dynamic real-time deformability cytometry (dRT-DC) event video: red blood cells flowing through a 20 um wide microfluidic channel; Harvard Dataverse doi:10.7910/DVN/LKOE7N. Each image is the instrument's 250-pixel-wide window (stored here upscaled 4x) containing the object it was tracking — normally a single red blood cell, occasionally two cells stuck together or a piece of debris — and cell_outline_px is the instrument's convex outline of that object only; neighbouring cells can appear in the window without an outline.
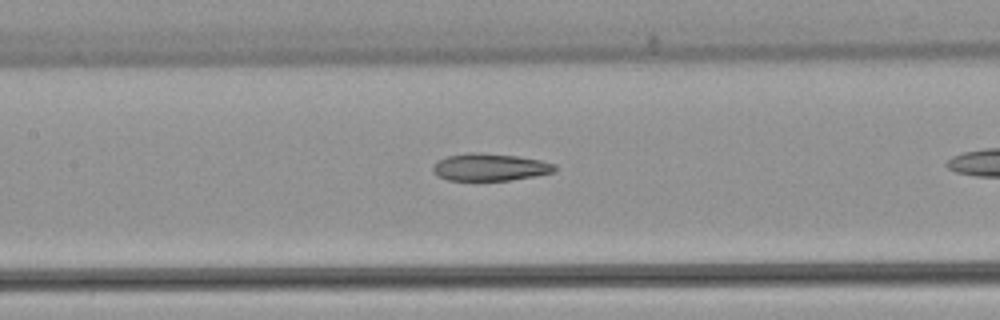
{"species": "common noctule bat (a hibernating species)", "species_latin": "Nyctalus noctula", "temperature_condition": "warm", "stored_images_in_passage": 19, "camera_frame_rate_fps": 3000, "um_per_image_px": 0.085, "animal": {"sex": "female", "body_mass_g": 22.7, "forearm_length_mm": 54.2}, "frame": {"image": 1, "passage_image": 11, "time_ms": 3.333, "image_size_px": [1000, 320], "cell_outline_px": [[556, 172], [512, 180], [448, 180], [440, 176], [432, 168], [436, 160], [448, 156], [468, 152], [480, 152], [516, 156], [540, 160], [556, 164]], "centroid_in_image_um": [41.67, 14.2], "position_along_channel_um": 165.7, "area_um2": 19.36}}
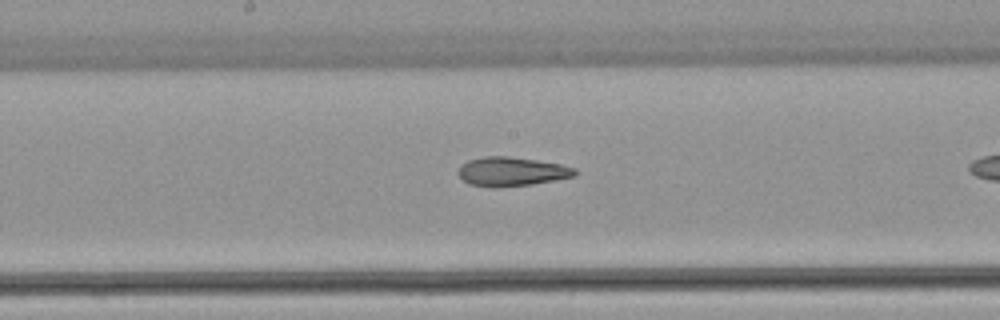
{"frame": {"image": 2, "passage_image": 14, "time_ms": 4.333, "image_size_px": [1000, 320], "cell_outline_px": [[576, 176], [532, 184], [496, 188], [492, 188], [468, 184], [456, 172], [468, 160], [484, 156], [508, 156], [536, 160], [560, 164], [576, 168]], "centroid_in_image_um": [43.48, 14.59], "position_along_channel_um": 204.7, "area_um2": 19.77}}